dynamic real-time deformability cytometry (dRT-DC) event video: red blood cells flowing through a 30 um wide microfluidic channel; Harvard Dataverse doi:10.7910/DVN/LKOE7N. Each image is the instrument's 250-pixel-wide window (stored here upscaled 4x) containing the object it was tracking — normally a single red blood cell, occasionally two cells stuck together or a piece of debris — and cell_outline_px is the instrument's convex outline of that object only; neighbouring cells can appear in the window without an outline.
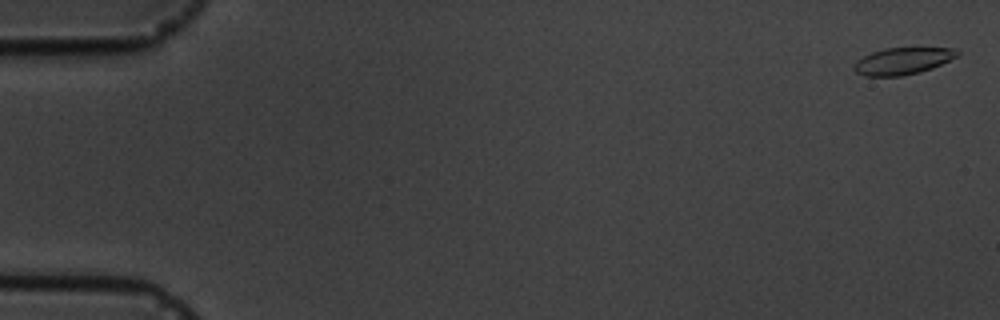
{"species": "common noctule bat (a hibernating species)", "species_latin": "Nyctalus noctula", "temperature_condition": "cold", "stored_images_in_passage": 16, "camera_frame_rate_fps": 3000, "um_per_image_px": 0.085, "animal": {"sex": "male", "body_mass_g": 19.5, "forearm_length_mm": 54.6}, "frame": {"image": 1, "passage_image": 1, "time_ms": 0.0, "image_size_px": [1000, 320], "cell_outline_px": [[960, 52], [956, 56], [932, 68], [920, 72], [900, 76], [864, 76], [856, 72], [852, 68], [856, 60], [872, 52], [884, 48], [952, 48]], "centroid_in_image_um": [76.67, 5.19], "position_along_channel_um": 8.3, "area_um2": 16.01}}
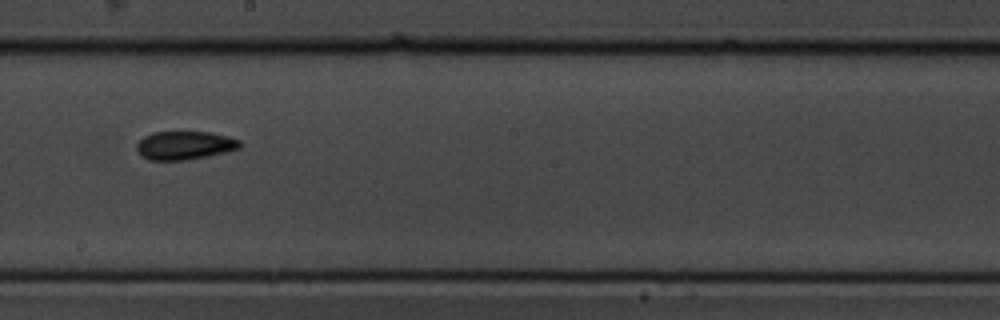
{"frame": {"image": 2, "passage_image": 10, "time_ms": 10.333, "image_size_px": [1000, 320], "cell_outline_px": [[240, 148], [208, 156], [184, 160], [148, 160], [140, 156], [136, 148], [136, 144], [144, 136], [152, 132], [212, 132], [228, 136], [240, 140]], "centroid_in_image_um": [15.66, 12.35], "position_along_channel_um": 232.5, "area_um2": 17.17}}
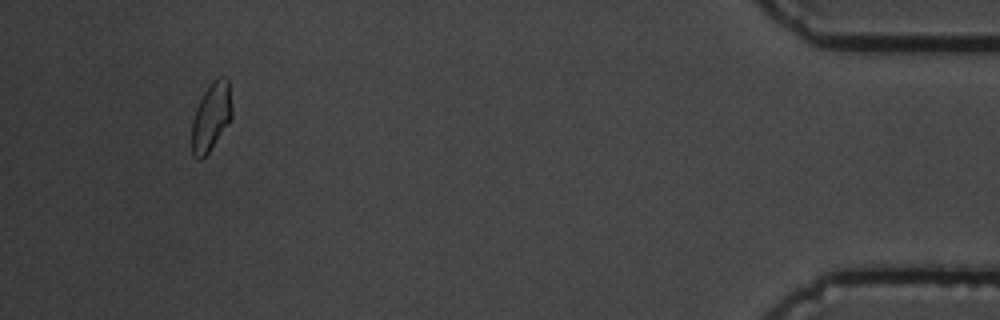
{"frame": {"image": 3, "passage_image": 16, "time_ms": 17.333, "image_size_px": [1000, 320], "cell_outline_px": [[232, 116], [228, 124], [208, 152], [200, 160], [196, 160], [192, 156], [192, 120], [196, 108], [204, 92], [212, 80], [220, 76], [228, 76], [232, 108]], "centroid_in_image_um": [17.95, 9.9], "position_along_channel_um": 417.2, "area_um2": 16.01}, "authors_computed_cell_mechanics": {"area_um2": 16.8198, "velocity_mm_per_s": 3.5928, "shape_relaxation_time_tau1_ms": 4.3633, "shape_relaxation_time_tau2_ms": 3.2111, "deformation_change_tau1": 0.0962, "deformation_change_tau2": 0.0673}}